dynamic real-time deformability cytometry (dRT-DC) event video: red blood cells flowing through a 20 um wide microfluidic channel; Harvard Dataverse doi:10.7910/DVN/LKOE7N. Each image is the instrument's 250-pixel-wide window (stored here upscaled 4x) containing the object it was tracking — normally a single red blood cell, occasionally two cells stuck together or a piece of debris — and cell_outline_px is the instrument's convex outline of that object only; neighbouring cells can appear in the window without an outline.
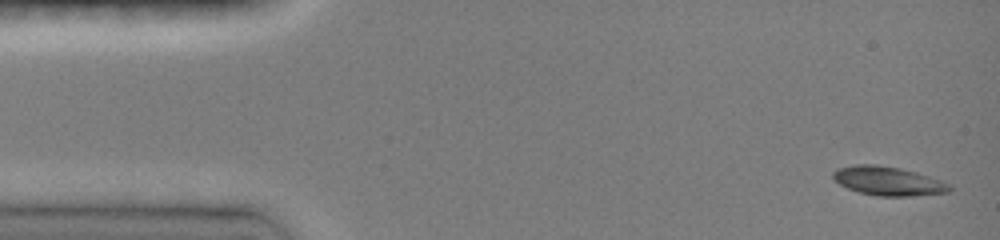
{"species": "common noctule bat (a hibernating species)", "species_latin": "Nyctalus noctula", "temperature_condition": "room temperature", "stored_images_in_passage": 9, "camera_frame_rate_fps": 3000, "um_per_image_px": 0.085, "animal": {"sex": "female", "body_mass_g": 19.0, "forearm_length_mm": 51.5}, "frame": {"image": 1, "passage_image": 1, "time_ms": 0.0, "image_size_px": [1000, 240], "cell_outline_px": [[952, 188], [948, 192], [912, 196], [876, 196], [860, 192], [848, 188], [840, 184], [832, 176], [832, 172], [836, 168], [856, 164], [876, 164], [900, 168], [916, 172], [952, 184]], "centroid_in_image_um": [75.49, 15.38], "position_along_channel_um": 9.5, "area_um2": 19.65}}
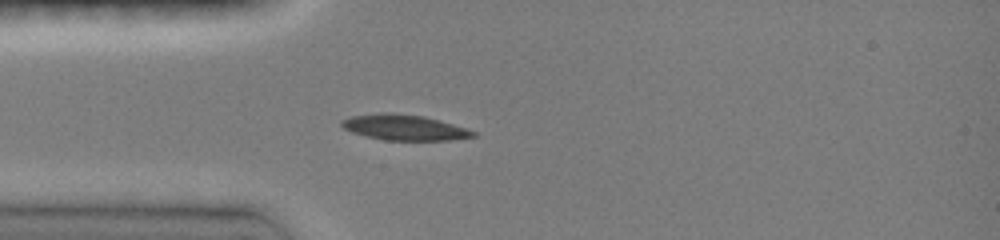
{"frame": {"image": 2, "passage_image": 6, "time_ms": 3.667, "image_size_px": [1000, 240], "cell_outline_px": [[476, 136], [452, 140], [384, 140], [352, 132], [344, 128], [340, 124], [340, 120], [352, 116], [384, 112], [392, 112], [424, 116], [468, 128], [476, 132]], "centroid_in_image_um": [34.39, 10.82], "position_along_channel_um": 50.6, "area_um2": 19.59}}
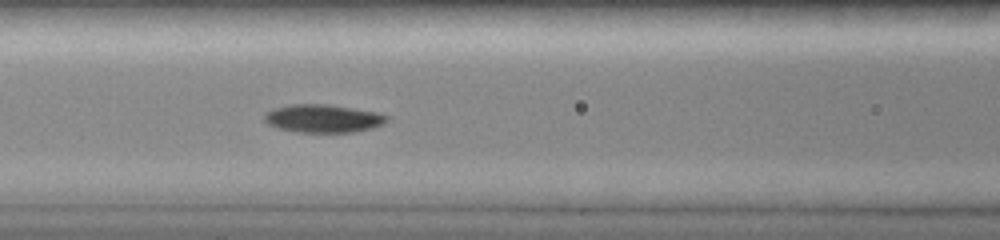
{"frame": {"image": 3, "passage_image": 9, "time_ms": 6.0, "image_size_px": [1000, 240], "cell_outline_px": [[388, 120], [384, 124], [372, 128], [352, 132], [296, 132], [276, 128], [268, 124], [264, 120], [264, 112], [272, 108], [292, 104], [328, 104], [376, 112], [388, 116]], "centroid_in_image_um": [27.42, 10.07], "position_along_channel_um": 139.2, "area_um2": 20.17}}